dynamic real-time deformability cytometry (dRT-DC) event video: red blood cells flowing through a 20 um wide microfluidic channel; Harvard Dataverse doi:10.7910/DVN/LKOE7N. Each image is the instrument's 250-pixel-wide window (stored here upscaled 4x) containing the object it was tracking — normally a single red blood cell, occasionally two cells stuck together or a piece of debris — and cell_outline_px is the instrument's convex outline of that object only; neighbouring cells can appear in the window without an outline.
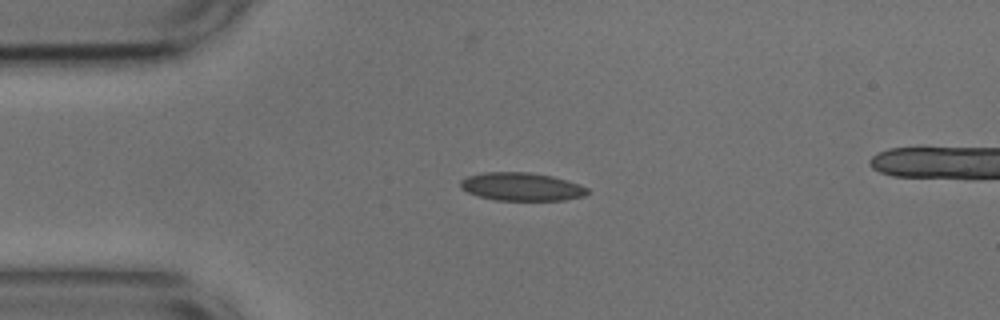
{"species": "common noctule bat (a hibernating species)", "species_latin": "Nyctalus noctula", "temperature_condition": "cold", "stored_images_in_passage": 35, "camera_frame_rate_fps": 3000, "um_per_image_px": 0.085, "animal": {"sex": "male", "body_mass_g": 17.9, "forearm_length_mm": 54.2}, "frame": {"image": 1, "passage_image": 1, "time_ms": 0.0, "image_size_px": [1000, 320], "cell_outline_px": [[588, 192], [584, 196], [564, 200], [496, 200], [480, 196], [468, 192], [460, 188], [460, 180], [468, 176], [484, 172], [528, 172], [552, 176], [580, 184], [588, 188]], "centroid_in_image_um": [44.33, 15.86], "position_along_channel_um": 40.7, "area_um2": 20.75}}
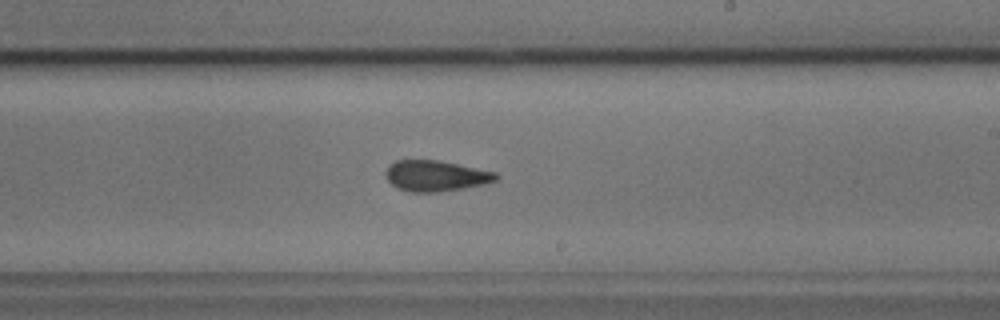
{"frame": {"image": 2, "passage_image": 20, "time_ms": 6.333, "image_size_px": [1000, 320], "cell_outline_px": [[500, 176], [496, 180], [484, 184], [464, 188], [436, 192], [408, 192], [396, 188], [388, 180], [384, 172], [388, 164], [396, 160], [440, 160], [496, 172]], "centroid_in_image_um": [37.01, 14.94], "position_along_channel_um": 252.0, "area_um2": 20.0}}
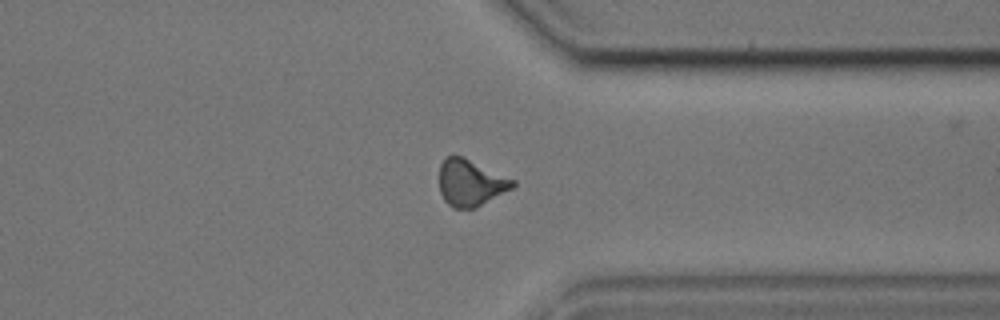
{"frame": {"image": 3, "passage_image": 30, "time_ms": 9.667, "image_size_px": [1000, 320], "cell_outline_px": [[516, 184], [512, 188], [476, 208], [452, 208], [444, 200], [440, 192], [440, 164], [448, 156], [464, 156], [516, 180]], "centroid_in_image_um": [40.01, 15.53], "position_along_channel_um": 371.4, "area_um2": 20.0}, "authors_computed_cell_mechanics": {"area_um2": 19.9988, "velocity_mm_per_s": 3.675, "shape_relaxation_time_tau1_ms": null, "shape_relaxation_time_tau2_ms": 3.1857, "deformation_change_tau1": null, "deformation_change_tau2": 0.088}}